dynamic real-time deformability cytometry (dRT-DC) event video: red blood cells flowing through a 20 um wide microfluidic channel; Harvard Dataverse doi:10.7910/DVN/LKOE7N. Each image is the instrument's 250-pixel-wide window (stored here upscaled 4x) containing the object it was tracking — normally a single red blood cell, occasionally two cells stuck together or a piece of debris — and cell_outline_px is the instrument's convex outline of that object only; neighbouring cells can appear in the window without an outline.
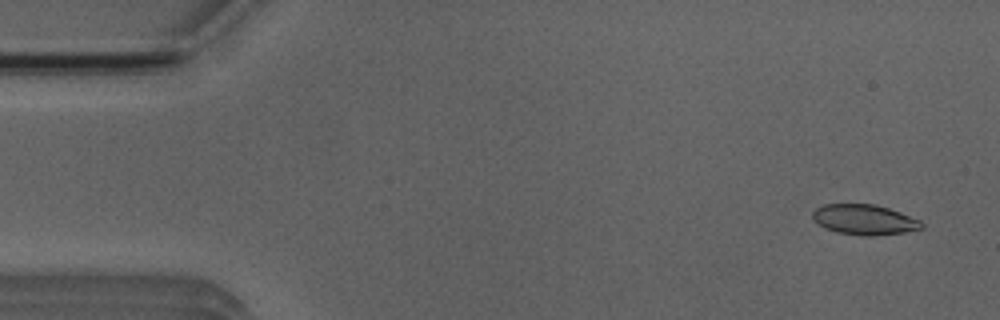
{"species": "Egyptian fruit bat (a non-hibernating species)", "species_latin": "Rousettus aegyptiacus", "temperature_condition": "room temperature", "stored_images_in_passage": 4, "camera_frame_rate_fps": 3000, "um_per_image_px": 0.085, "animal": {"sex": "male"}, "frame": {"image": 1, "passage_image": 1, "time_ms": 0.0, "image_size_px": [1000, 320], "cell_outline_px": [[924, 228], [904, 232], [876, 236], [860, 236], [836, 232], [824, 228], [812, 216], [812, 212], [816, 208], [824, 204], [876, 204], [900, 212], [920, 220], [924, 224]], "centroid_in_image_um": [73.49, 18.68], "position_along_channel_um": 11.5, "area_um2": 19.31}}